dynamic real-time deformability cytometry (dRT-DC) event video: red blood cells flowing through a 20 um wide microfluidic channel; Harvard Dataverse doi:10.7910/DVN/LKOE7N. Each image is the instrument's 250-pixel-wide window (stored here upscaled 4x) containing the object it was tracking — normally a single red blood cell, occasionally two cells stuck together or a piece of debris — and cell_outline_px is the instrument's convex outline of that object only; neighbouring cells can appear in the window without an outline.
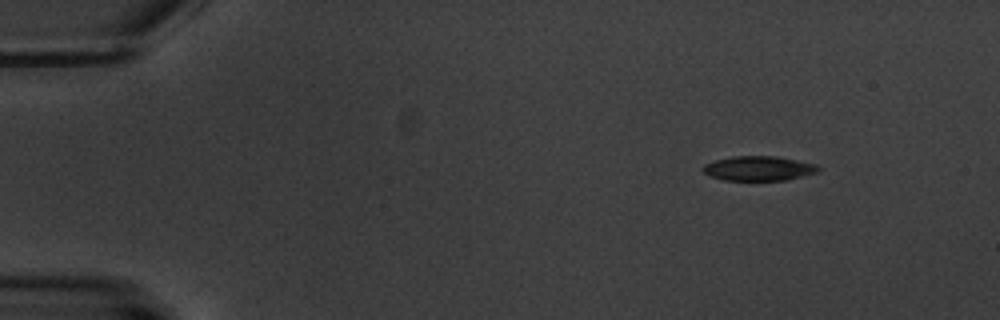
{"species": "common noctule bat (a hibernating species)", "species_latin": "Nyctalus noctula", "temperature_condition": "warm", "stored_images_in_passage": 3, "camera_frame_rate_fps": 3000, "um_per_image_px": 0.085, "animal": {"sex": "male", "body_mass_g": 20.1, "forearm_length_mm": 53.5}, "frame": {"image": 1, "passage_image": 1, "time_ms": 0.0, "image_size_px": [1000, 320], "cell_outline_px": [[820, 172], [788, 180], [724, 180], [708, 176], [700, 168], [704, 164], [716, 160], [732, 156], [776, 156], [816, 164], [820, 168]], "centroid_in_image_um": [64.48, 14.32], "position_along_channel_um": 20.5, "area_um2": 16.7}}
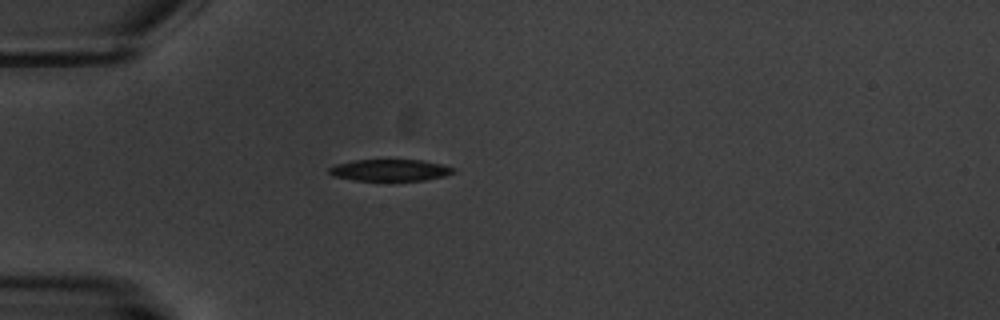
{"frame": {"image": 2, "passage_image": 3, "time_ms": 3.333, "image_size_px": [1000, 320], "cell_outline_px": [[456, 172], [444, 176], [424, 180], [352, 180], [332, 176], [328, 172], [328, 168], [336, 164], [352, 160], [424, 160], [456, 168]], "centroid_in_image_um": [33.14, 14.46], "position_along_channel_um": 51.9, "area_um2": 15.72}}